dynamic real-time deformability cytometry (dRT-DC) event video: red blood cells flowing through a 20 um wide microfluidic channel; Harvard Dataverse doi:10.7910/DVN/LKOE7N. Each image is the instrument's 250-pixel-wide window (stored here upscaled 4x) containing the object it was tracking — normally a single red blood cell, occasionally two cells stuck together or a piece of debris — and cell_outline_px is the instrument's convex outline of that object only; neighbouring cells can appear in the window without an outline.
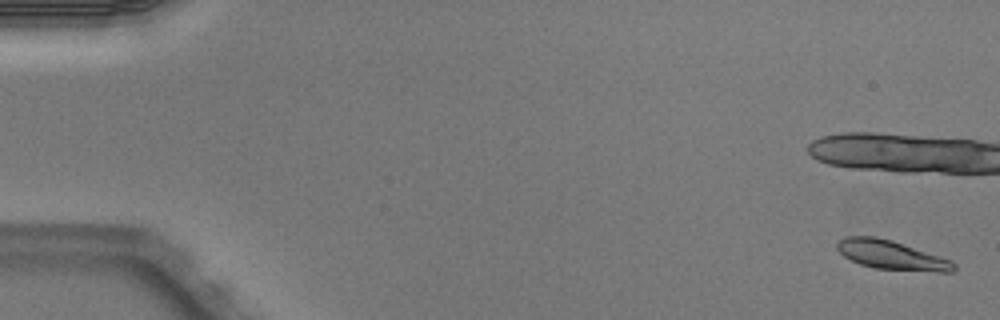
{"species": "Egyptian fruit bat (a non-hibernating species)", "species_latin": "Rousettus aegyptiacus", "temperature_condition": "warm", "stored_images_in_passage": 6, "camera_frame_rate_fps": 3000, "um_per_image_px": 0.085, "animal": {"sex": "male"}, "frame": {"image": 1, "passage_image": 1, "time_ms": 0.0, "image_size_px": [1000, 320], "cell_outline_px": [[956, 268], [952, 272], [936, 272], [876, 268], [860, 264], [844, 256], [836, 248], [836, 244], [844, 236], [876, 236], [892, 240], [952, 260], [956, 264]], "centroid_in_image_um": [75.79, 21.67], "position_along_channel_um": 9.2, "area_um2": 19.77}}